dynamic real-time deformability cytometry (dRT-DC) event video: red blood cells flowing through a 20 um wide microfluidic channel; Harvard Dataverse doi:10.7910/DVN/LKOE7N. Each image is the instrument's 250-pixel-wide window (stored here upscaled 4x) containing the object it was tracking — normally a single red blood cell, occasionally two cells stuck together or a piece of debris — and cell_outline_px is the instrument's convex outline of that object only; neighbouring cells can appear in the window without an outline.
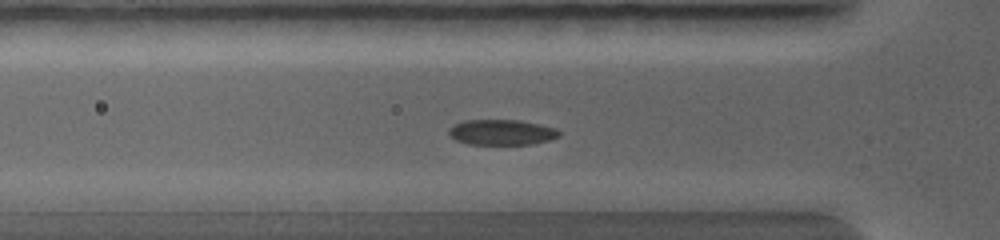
{"species": "common noctule bat (a hibernating species)", "species_latin": "Nyctalus noctula", "temperature_condition": "warm", "stored_images_in_passage": 26, "camera_frame_rate_fps": 5000, "um_per_image_px": 0.085, "animal": {"sex": "female", "body_mass_g": 19.0, "forearm_length_mm": 56.7}, "frame": {"image": 1, "passage_image": 9, "time_ms": 2.4, "image_size_px": [1000, 240], "cell_outline_px": [[560, 132], [556, 136], [548, 140], [532, 144], [468, 144], [456, 140], [448, 132], [456, 124], [468, 120], [516, 120], [536, 124], [552, 128]], "centroid_in_image_um": [42.61, 11.25], "position_along_channel_um": 83.2, "area_um2": 15.72}}
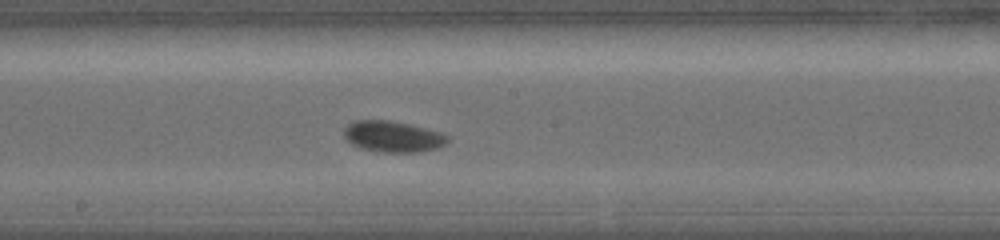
{"frame": {"image": 2, "passage_image": 15, "time_ms": 4.8, "image_size_px": [1000, 240], "cell_outline_px": [[448, 140], [444, 144], [436, 148], [420, 152], [376, 152], [360, 148], [352, 144], [344, 136], [344, 128], [348, 124], [360, 120], [384, 120], [404, 124], [432, 132], [444, 136]], "centroid_in_image_um": [33.26, 11.64], "position_along_channel_um": 214.9, "area_um2": 17.92}}
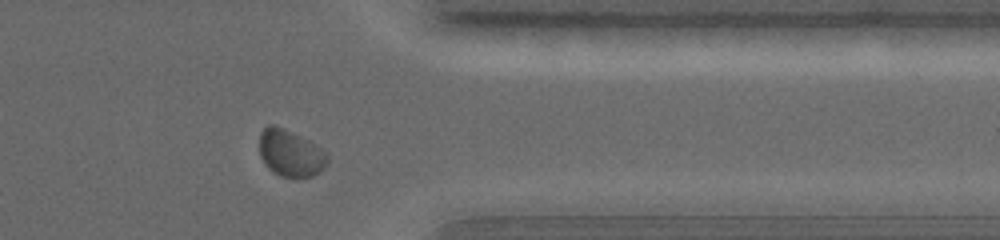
{"frame": {"image": 3, "passage_image": 23, "time_ms": 8.0, "image_size_px": [1000, 240], "cell_outline_px": [[324, 168], [320, 172], [312, 176], [300, 180], [296, 180], [280, 176], [264, 160], [260, 152], [260, 136], [264, 128], [280, 128], [324, 160]], "centroid_in_image_um": [24.54, 13.2], "position_along_channel_um": 386.9, "area_um2": 15.72}}